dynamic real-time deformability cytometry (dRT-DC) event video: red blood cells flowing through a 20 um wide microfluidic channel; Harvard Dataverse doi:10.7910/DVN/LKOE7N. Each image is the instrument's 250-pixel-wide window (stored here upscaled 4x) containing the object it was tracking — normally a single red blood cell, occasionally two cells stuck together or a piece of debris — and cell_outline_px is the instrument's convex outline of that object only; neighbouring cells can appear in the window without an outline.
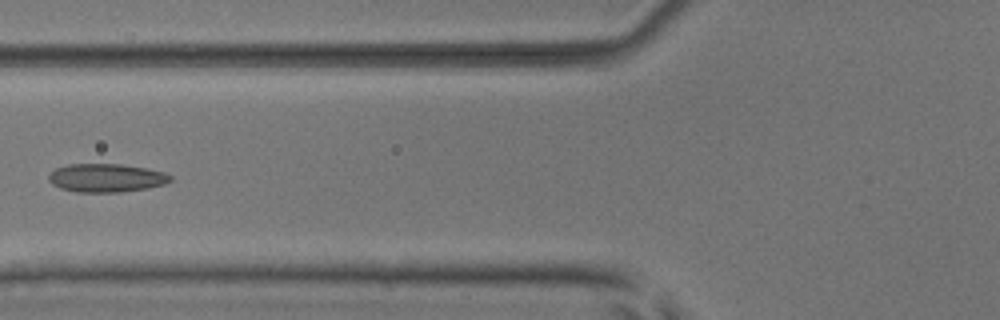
{"species": "common noctule bat (a hibernating species)", "species_latin": "Nyctalus noctula", "temperature_condition": "room temperature", "stored_images_in_passage": 6, "camera_frame_rate_fps": 3000, "um_per_image_px": 0.085, "animal": {"sex": "male", "body_mass_g": 17.9, "forearm_length_mm": 54.2}, "frame": {"image": 1, "passage_image": 5, "time_ms": 4.667, "image_size_px": [1000, 320], "cell_outline_px": [[172, 180], [164, 184], [148, 188], [120, 192], [76, 192], [60, 188], [52, 184], [48, 180], [48, 176], [56, 168], [68, 164], [120, 164], [144, 168], [164, 172], [172, 176]], "centroid_in_image_um": [9.02, 15.12], "position_along_channel_um": 116.8, "area_um2": 20.11}}
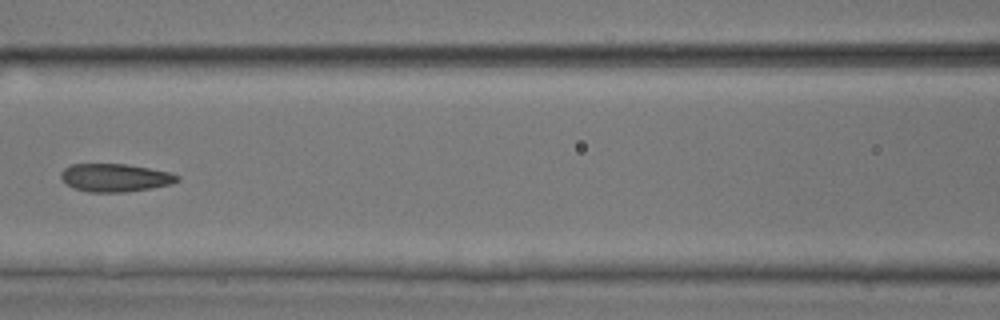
{"frame": {"image": 2, "passage_image": 6, "time_ms": 5.667, "image_size_px": [1000, 320], "cell_outline_px": [[180, 180], [172, 184], [152, 188], [124, 192], [88, 192], [72, 188], [64, 184], [60, 176], [60, 172], [64, 168], [72, 164], [124, 164], [148, 168], [168, 172], [180, 176]], "centroid_in_image_um": [9.74, 15.11], "position_along_channel_um": 156.9, "area_um2": 19.13}}